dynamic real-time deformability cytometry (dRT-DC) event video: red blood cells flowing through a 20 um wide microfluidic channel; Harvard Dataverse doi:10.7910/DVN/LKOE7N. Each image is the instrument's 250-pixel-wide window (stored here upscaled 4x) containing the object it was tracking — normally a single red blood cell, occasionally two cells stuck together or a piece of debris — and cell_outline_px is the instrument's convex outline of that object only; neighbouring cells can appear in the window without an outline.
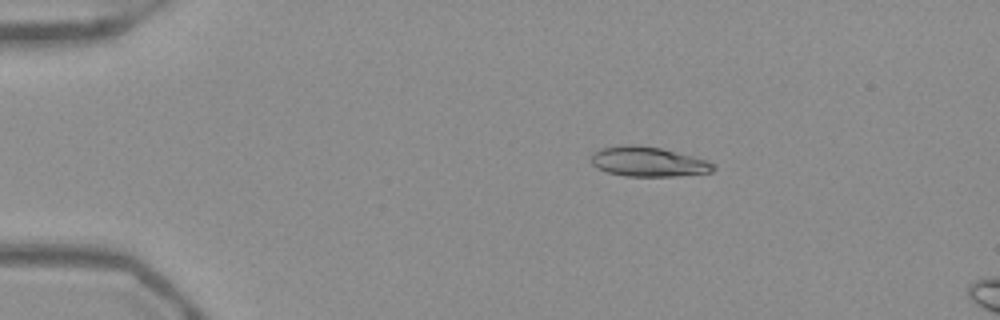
{"species": "Egyptian fruit bat (a non-hibernating species)", "species_latin": "Rousettus aegyptiacus", "temperature_condition": "warm", "stored_images_in_passage": 16, "camera_frame_rate_fps": 3000, "um_per_image_px": 0.085, "frame": {"image": 1, "passage_image": 10, "time_ms": 3.0, "image_size_px": [1000, 320], "cell_outline_px": [[716, 168], [712, 172], [676, 176], [624, 176], [608, 172], [596, 168], [592, 164], [592, 152], [600, 148], [624, 144], [636, 144], [660, 148], [708, 160], [716, 164]], "centroid_in_image_um": [55.1, 13.74], "position_along_channel_um": 29.9, "area_um2": 21.39}}